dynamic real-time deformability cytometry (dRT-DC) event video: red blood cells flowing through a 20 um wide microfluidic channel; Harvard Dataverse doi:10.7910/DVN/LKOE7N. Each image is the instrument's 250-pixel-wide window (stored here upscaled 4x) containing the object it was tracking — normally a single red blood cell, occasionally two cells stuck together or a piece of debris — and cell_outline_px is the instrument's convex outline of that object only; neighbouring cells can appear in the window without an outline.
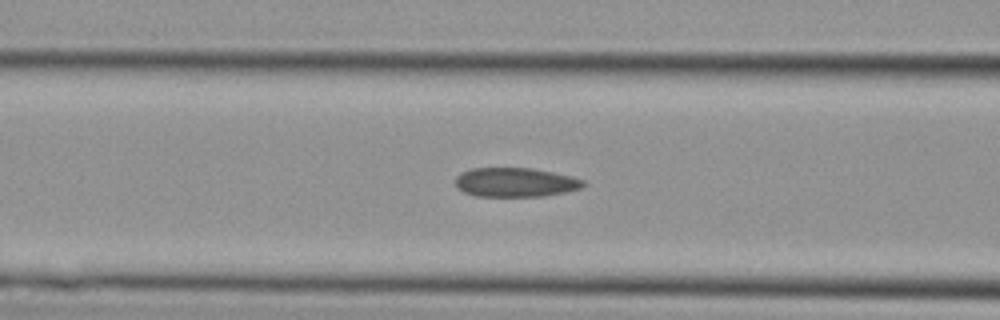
{"species": "Egyptian fruit bat (a non-hibernating species)", "species_latin": "Rousettus aegyptiacus", "temperature_condition": "cold", "stored_images_in_passage": 4, "segment_of_instrument_passage": [1, 2], "camera_frame_rate_fps": 3000, "um_per_image_px": 0.085, "animal": {"sex": "female"}, "frame": {"image": 1, "passage_image": 3, "time_ms": 0.667, "image_size_px": [1000, 320], "cell_outline_px": [[588, 184], [580, 188], [564, 192], [544, 196], [476, 196], [464, 192], [456, 188], [456, 176], [460, 172], [472, 168], [528, 168], [552, 172], [572, 176], [584, 180]], "centroid_in_image_um": [43.8, 15.49], "position_along_channel_um": 122.8, "area_um2": 21.79}}